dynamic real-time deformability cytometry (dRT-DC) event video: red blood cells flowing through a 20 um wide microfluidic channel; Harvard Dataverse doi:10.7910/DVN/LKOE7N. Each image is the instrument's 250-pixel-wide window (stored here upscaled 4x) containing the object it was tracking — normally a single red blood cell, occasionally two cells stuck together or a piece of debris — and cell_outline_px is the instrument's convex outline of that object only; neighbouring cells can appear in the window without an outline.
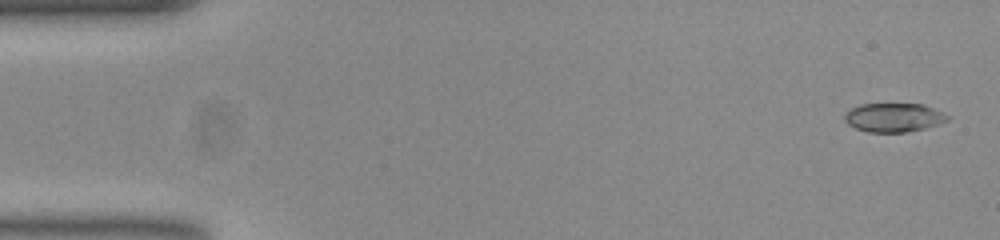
{"species": "common noctule bat (a hibernating species)", "species_latin": "Nyctalus noctula", "temperature_condition": "room temperature", "stored_images_in_passage": 54, "camera_frame_rate_fps": 3000, "um_per_image_px": 0.085, "animal": {"sex": "female", "body_mass_g": 23.0, "forearm_length_mm": 53.4}, "frame": {"image": 1, "passage_image": 2, "time_ms": 0.333, "image_size_px": [1000, 240], "cell_outline_px": [[952, 116], [948, 120], [924, 128], [904, 132], [868, 132], [856, 128], [848, 124], [844, 120], [844, 116], [852, 108], [860, 104], [924, 104], [944, 112]], "centroid_in_image_um": [76.0, 9.98], "position_along_channel_um": 9.0, "area_um2": 17.22}}
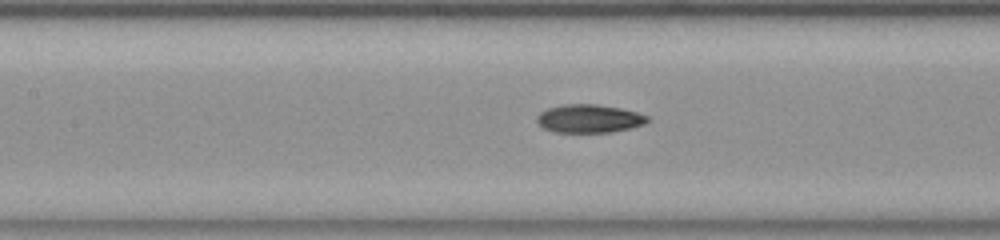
{"frame": {"image": 2, "passage_image": 24, "time_ms": 7.667, "image_size_px": [1000, 240], "cell_outline_px": [[648, 120], [644, 124], [628, 128], [608, 132], [556, 132], [544, 128], [536, 120], [536, 116], [540, 112], [548, 108], [564, 104], [596, 104], [620, 108], [636, 112], [648, 116]], "centroid_in_image_um": [50.05, 10.07], "position_along_channel_um": 157.4, "area_um2": 17.98}}
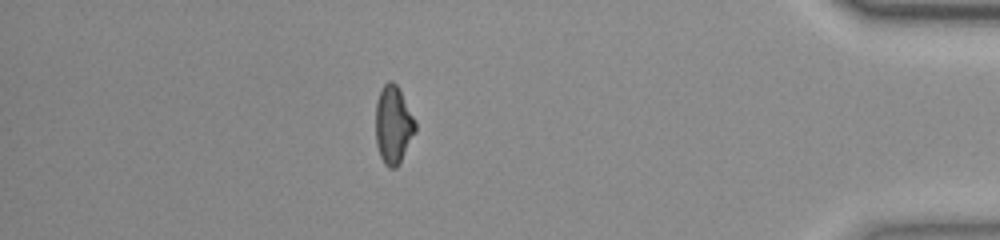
{"frame": {"image": 3, "passage_image": 47, "time_ms": 15.333, "image_size_px": [1000, 240], "cell_outline_px": [[416, 132], [396, 168], [388, 168], [384, 164], [380, 156], [376, 144], [376, 100], [384, 84], [388, 80], [392, 80], [396, 84], [416, 120]], "centroid_in_image_um": [33.43, 10.61], "position_along_channel_um": 401.8, "area_um2": 18.03}, "authors_computed_cell_mechanics": {"area_um2": 17.9758, "velocity_mm_per_s": 3.7928, "shape_relaxation_time_tau1_ms": null, "shape_relaxation_time_tau2_ms": 2.9875, "deformation_change_tau1": null, "deformation_change_tau2": 0.09}}